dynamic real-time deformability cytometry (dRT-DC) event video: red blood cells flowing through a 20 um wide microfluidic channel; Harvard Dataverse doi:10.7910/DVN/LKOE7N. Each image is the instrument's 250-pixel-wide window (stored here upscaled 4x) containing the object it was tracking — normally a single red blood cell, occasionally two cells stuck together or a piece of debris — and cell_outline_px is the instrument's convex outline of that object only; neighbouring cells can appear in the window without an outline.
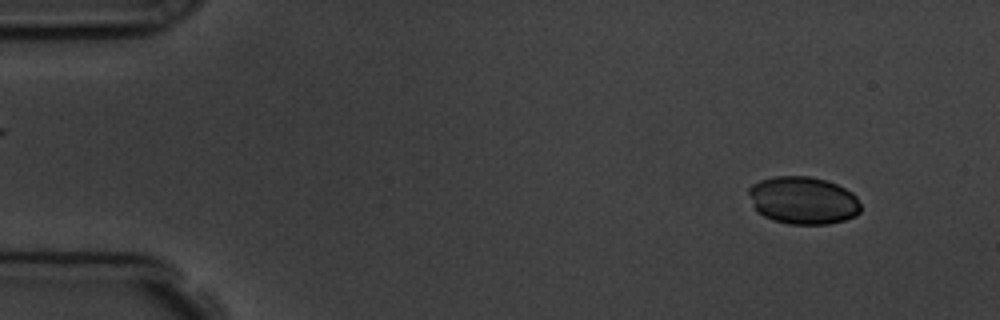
{"species": "common noctule bat (a hibernating species)", "species_latin": "Nyctalus noctula", "temperature_condition": "room temperature", "stored_images_in_passage": 4, "camera_frame_rate_fps": 3000, "um_per_image_px": 0.085, "animal": {"sex": "male", "body_mass_g": 19.5, "forearm_length_mm": 54.6}, "frame": {"image": 1, "passage_image": 1, "time_ms": 0.0, "image_size_px": [1000, 320], "cell_outline_px": [[860, 212], [856, 216], [844, 220], [828, 224], [788, 224], [772, 220], [764, 216], [752, 204], [748, 192], [748, 188], [752, 184], [760, 180], [776, 176], [808, 176], [824, 180], [836, 184], [852, 192], [856, 196], [860, 204]], "centroid_in_image_um": [68.26, 17.03], "position_along_channel_um": 16.7, "area_um2": 31.04}}